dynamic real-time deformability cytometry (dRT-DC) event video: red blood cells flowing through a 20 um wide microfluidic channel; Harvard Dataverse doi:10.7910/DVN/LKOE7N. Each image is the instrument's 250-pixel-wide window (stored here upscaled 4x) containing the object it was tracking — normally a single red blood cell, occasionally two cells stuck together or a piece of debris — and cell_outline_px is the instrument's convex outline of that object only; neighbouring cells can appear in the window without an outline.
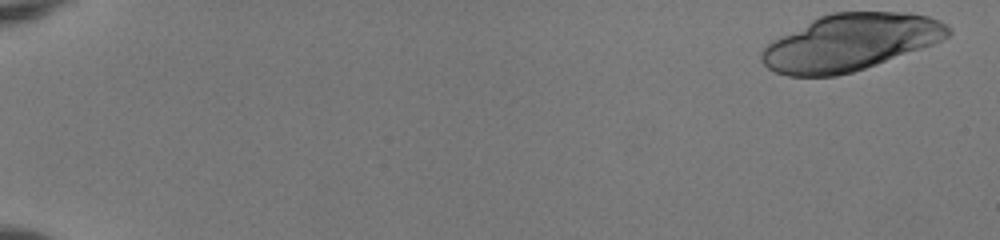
{"species": "human", "species_latin": "Homo sapiens", "temperature_condition": "room temperature", "stored_images_in_passage": 42, "camera_frame_rate_fps": 3000, "um_per_image_px": 0.085, "donor": {"sex": "female"}, "frame": {"image": 1, "passage_image": 1, "time_ms": 0.0, "image_size_px": [1000, 240], "cell_outline_px": [[952, 32], [948, 36], [932, 44], [876, 64], [852, 72], [836, 76], [788, 76], [776, 72], [768, 68], [760, 60], [760, 52], [772, 40], [820, 16], [832, 12], [912, 12], [928, 16], [940, 20], [948, 24], [952, 28]], "centroid_in_image_um": [72.28, 3.59], "position_along_channel_um": 12.7, "area_um2": 61.27}}
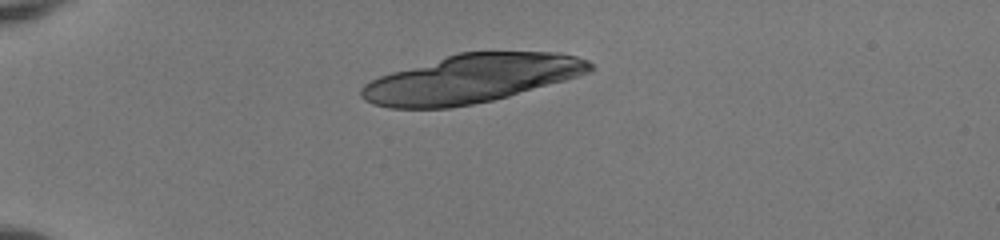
{"frame": {"image": 2, "passage_image": 14, "time_ms": 4.333, "image_size_px": [1000, 240], "cell_outline_px": [[596, 68], [592, 72], [580, 76], [508, 96], [492, 100], [472, 104], [448, 108], [388, 108], [372, 104], [364, 100], [360, 96], [360, 88], [364, 84], [380, 76], [392, 72], [460, 52], [560, 52], [576, 56], [588, 60]], "centroid_in_image_um": [40.1, 6.69], "position_along_channel_um": 44.9, "area_um2": 64.27}}